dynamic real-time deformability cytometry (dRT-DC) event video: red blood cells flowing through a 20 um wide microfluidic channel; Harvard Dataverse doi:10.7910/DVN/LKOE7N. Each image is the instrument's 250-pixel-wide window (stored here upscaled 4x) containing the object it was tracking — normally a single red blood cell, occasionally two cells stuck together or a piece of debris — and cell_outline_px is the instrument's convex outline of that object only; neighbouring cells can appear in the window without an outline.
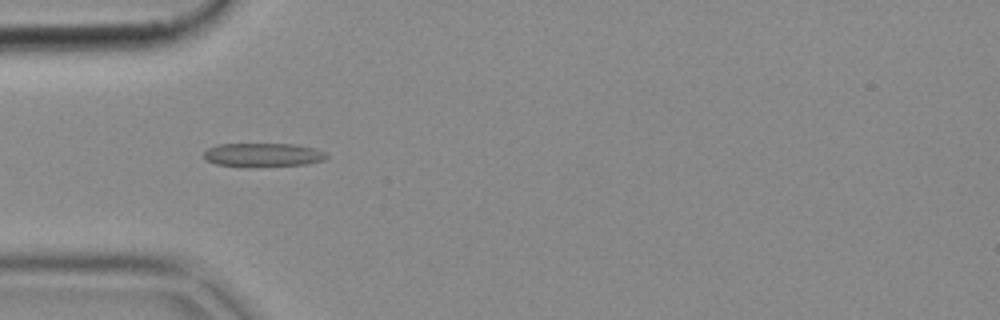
{"species": "common noctule bat (a hibernating species)", "species_latin": "Nyctalus noctula", "temperature_condition": "cold", "stored_images_in_passage": 51, "camera_frame_rate_fps": 3000, "um_per_image_px": 0.085, "animal": {"sex": "female", "body_mass_g": 18.4}, "frame": {"image": 1, "passage_image": 15, "time_ms": 4.667, "image_size_px": [1000, 320], "cell_outline_px": [[328, 156], [324, 160], [308, 164], [248, 168], [216, 164], [204, 160], [204, 152], [208, 148], [220, 144], [296, 144], [316, 148], [324, 152]], "centroid_in_image_um": [22.35, 13.18], "position_along_channel_um": 62.6, "area_um2": 17.4}}
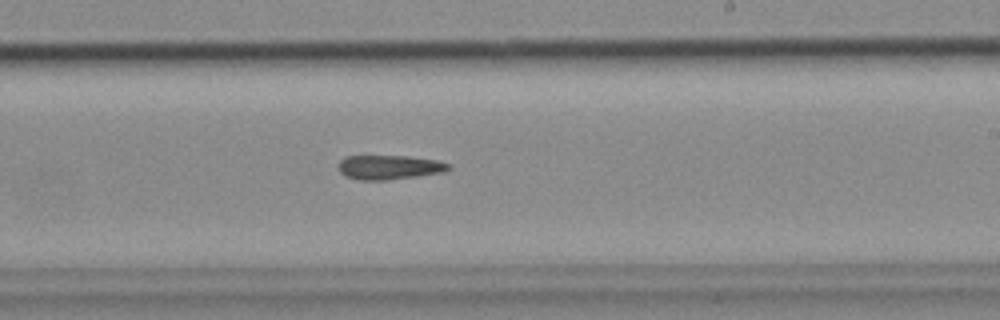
{"frame": {"image": 2, "passage_image": 30, "time_ms": 9.667, "image_size_px": [1000, 320], "cell_outline_px": [[452, 168], [444, 172], [416, 176], [384, 180], [360, 180], [344, 176], [340, 172], [340, 160], [344, 156], [408, 156], [436, 160], [452, 164]], "centroid_in_image_um": [33.11, 14.21], "position_along_channel_um": 255.9, "area_um2": 15.61}}
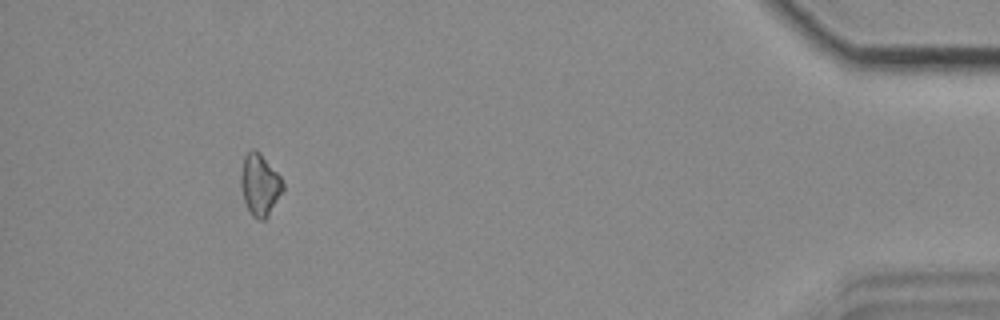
{"frame": {"image": 3, "passage_image": 47, "time_ms": 15.333, "image_size_px": [1000, 320], "cell_outline_px": [[284, 192], [268, 216], [264, 220], [260, 220], [252, 216], [244, 200], [240, 184], [240, 176], [244, 156], [252, 148], [260, 152], [280, 176], [284, 184]], "centroid_in_image_um": [22.1, 15.71], "position_along_channel_um": 413.1, "area_um2": 15.26}}